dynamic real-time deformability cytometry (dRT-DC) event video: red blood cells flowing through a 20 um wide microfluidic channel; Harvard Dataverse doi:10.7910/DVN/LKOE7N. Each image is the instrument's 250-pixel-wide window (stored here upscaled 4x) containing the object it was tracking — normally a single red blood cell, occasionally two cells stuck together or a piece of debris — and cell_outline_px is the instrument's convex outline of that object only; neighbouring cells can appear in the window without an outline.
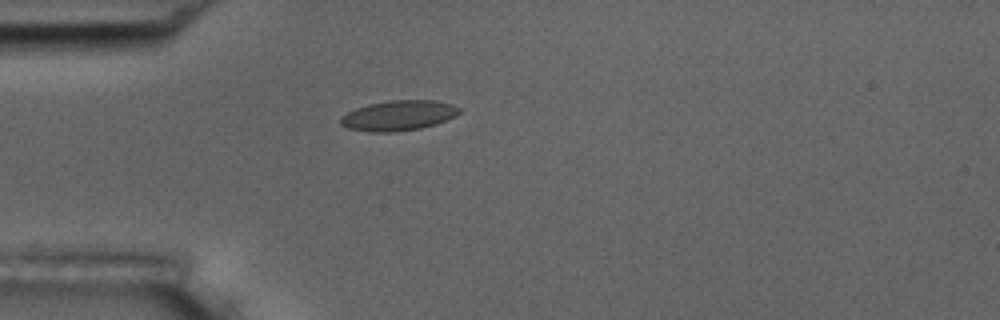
{"species": "common noctule bat (a hibernating species)", "species_latin": "Nyctalus noctula", "temperature_condition": "room temperature", "stored_images_in_passage": 2, "camera_frame_rate_fps": 3000, "um_per_image_px": 0.085, "animal": {"sex": "male", "body_mass_g": 17.5, "forearm_length_mm": 52.3}, "frame": {"image": 1, "passage_image": 1, "time_ms": 0.0, "image_size_px": [1000, 320], "cell_outline_px": [[460, 112], [456, 116], [436, 124], [420, 128], [392, 132], [372, 132], [348, 128], [340, 124], [340, 116], [356, 108], [368, 104], [388, 100], [436, 100], [452, 104], [460, 108]], "centroid_in_image_um": [33.87, 9.81], "position_along_channel_um": 51.1, "area_um2": 20.92}}